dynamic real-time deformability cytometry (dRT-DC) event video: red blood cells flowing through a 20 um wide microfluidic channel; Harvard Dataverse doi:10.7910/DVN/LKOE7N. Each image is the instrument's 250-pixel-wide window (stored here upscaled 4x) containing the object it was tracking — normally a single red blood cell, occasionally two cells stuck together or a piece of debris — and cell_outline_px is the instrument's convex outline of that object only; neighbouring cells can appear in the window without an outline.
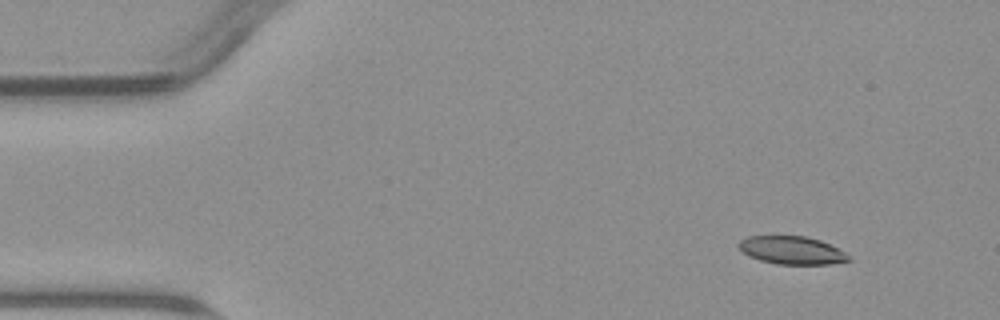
{"species": "common noctule bat (a hibernating species)", "species_latin": "Nyctalus noctula", "temperature_condition": "warm", "stored_images_in_passage": 3, "camera_frame_rate_fps": 3000, "um_per_image_px": 0.085, "animal": {"sex": "male", "body_mass_g": 23.1, "forearm_length_mm": 52.7}, "frame": {"image": 1, "passage_image": 1, "time_ms": 0.0, "image_size_px": [1000, 320], "cell_outline_px": [[852, 260], [832, 264], [776, 264], [760, 260], [748, 256], [736, 244], [740, 240], [748, 236], [808, 236], [820, 240], [844, 252]], "centroid_in_image_um": [67.28, 21.27], "position_along_channel_um": 17.7, "area_um2": 17.86}}